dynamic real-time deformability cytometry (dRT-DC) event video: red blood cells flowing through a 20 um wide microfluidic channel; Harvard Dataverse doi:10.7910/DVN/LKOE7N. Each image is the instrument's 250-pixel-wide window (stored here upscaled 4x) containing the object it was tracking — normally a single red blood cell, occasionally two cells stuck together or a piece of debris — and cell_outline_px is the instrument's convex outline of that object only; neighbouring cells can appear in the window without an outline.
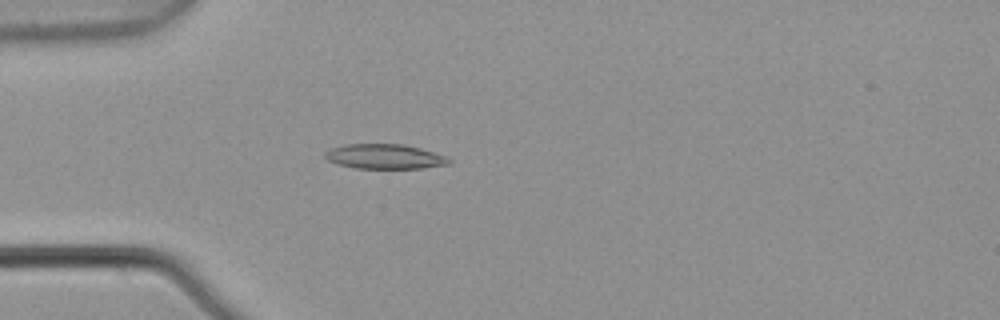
{"species": "common noctule bat (a hibernating species)", "species_latin": "Nyctalus noctula", "temperature_condition": "warm", "stored_images_in_passage": 5, "camera_frame_rate_fps": 3000, "um_per_image_px": 0.085, "animal": {"sex": "male", "body_mass_g": 21.5, "forearm_length_mm": 52.0}, "frame": {"image": 1, "passage_image": 5, "time_ms": 1.333, "image_size_px": [1000, 320], "cell_outline_px": [[452, 160], [448, 164], [420, 168], [356, 168], [336, 164], [328, 160], [324, 156], [324, 152], [332, 148], [344, 144], [400, 144], [420, 148], [444, 156]], "centroid_in_image_um": [32.64, 13.3], "position_along_channel_um": 52.4, "area_um2": 17.69}}